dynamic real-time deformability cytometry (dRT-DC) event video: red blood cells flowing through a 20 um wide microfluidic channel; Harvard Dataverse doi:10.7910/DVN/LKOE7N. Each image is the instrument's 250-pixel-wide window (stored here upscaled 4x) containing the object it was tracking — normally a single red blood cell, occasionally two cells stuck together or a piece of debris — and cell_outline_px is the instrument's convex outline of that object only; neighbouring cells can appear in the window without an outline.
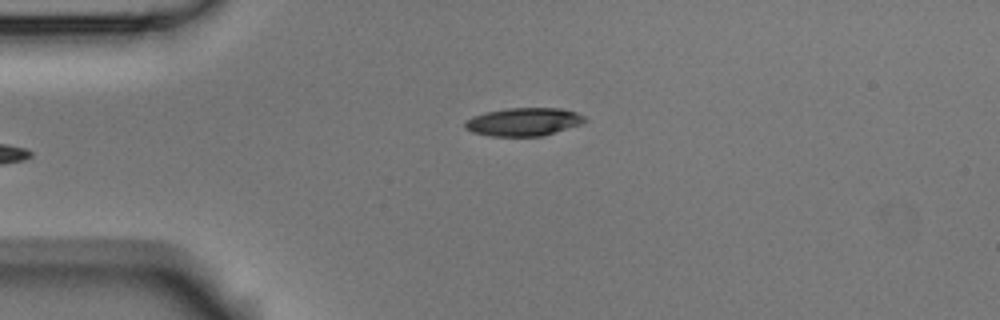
{"species": "Egyptian fruit bat (a non-hibernating species)", "species_latin": "Rousettus aegyptiacus", "temperature_condition": "room temperature", "stored_images_in_passage": 35, "camera_frame_rate_fps": 3000, "um_per_image_px": 0.085, "animal": {"sex": "male"}, "frame": {"image": 1, "passage_image": 1, "time_ms": 0.0, "image_size_px": [1000, 320], "cell_outline_px": [[588, 120], [580, 124], [544, 136], [492, 136], [472, 132], [464, 128], [464, 120], [472, 116], [484, 112], [508, 108], [560, 108], [576, 112], [584, 116]], "centroid_in_image_um": [44.48, 10.35], "position_along_channel_um": 40.5, "area_um2": 19.77}}
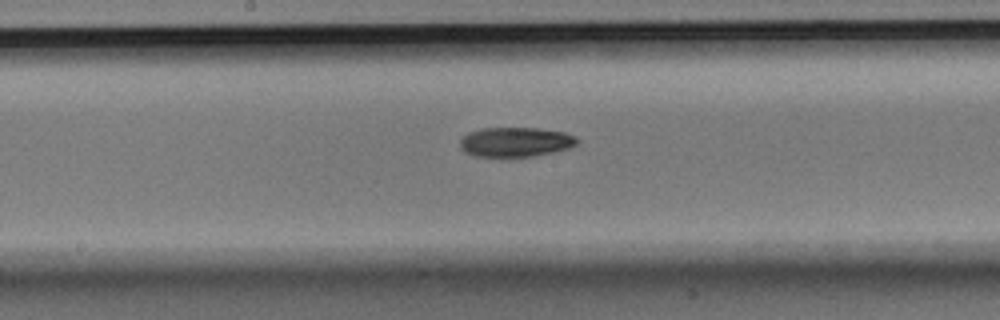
{"frame": {"image": 2, "passage_image": 16, "time_ms": 5.0, "image_size_px": [1000, 320], "cell_outline_px": [[580, 140], [576, 144], [568, 148], [552, 152], [532, 156], [472, 156], [464, 152], [460, 148], [460, 140], [468, 132], [480, 128], [536, 128], [564, 132], [576, 136]], "centroid_in_image_um": [43.8, 12.06], "position_along_channel_um": 204.4, "area_um2": 20.17}}
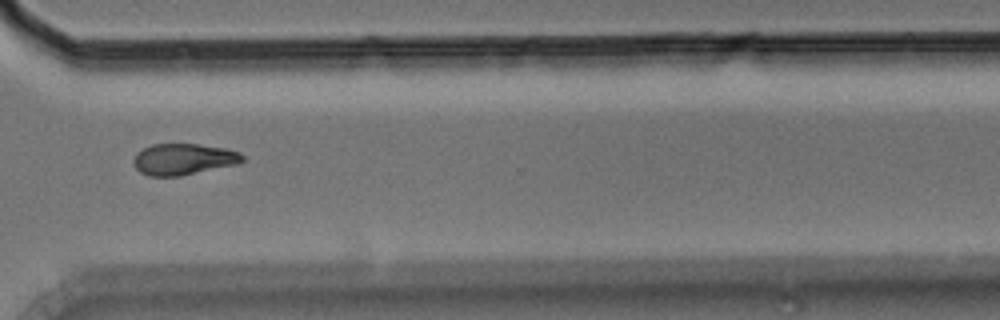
{"frame": {"image": 3, "passage_image": 28, "time_ms": 9.0, "image_size_px": [1000, 320], "cell_outline_px": [[244, 160], [240, 164], [180, 176], [148, 176], [140, 172], [136, 168], [132, 160], [136, 152], [152, 144], [196, 144], [224, 148], [240, 152], [244, 156]], "centroid_in_image_um": [15.6, 13.54], "position_along_channel_um": 355.0, "area_um2": 20.06}, "authors_computed_cell_mechanics": {"area_um2": 20.1144, "velocity_mm_per_s": 3.7731, "shape_relaxation_time_tau1_ms": 4.438, "shape_relaxation_time_tau2_ms": null, "deformation_change_tau1": 0.1101, "deformation_change_tau2": null}}